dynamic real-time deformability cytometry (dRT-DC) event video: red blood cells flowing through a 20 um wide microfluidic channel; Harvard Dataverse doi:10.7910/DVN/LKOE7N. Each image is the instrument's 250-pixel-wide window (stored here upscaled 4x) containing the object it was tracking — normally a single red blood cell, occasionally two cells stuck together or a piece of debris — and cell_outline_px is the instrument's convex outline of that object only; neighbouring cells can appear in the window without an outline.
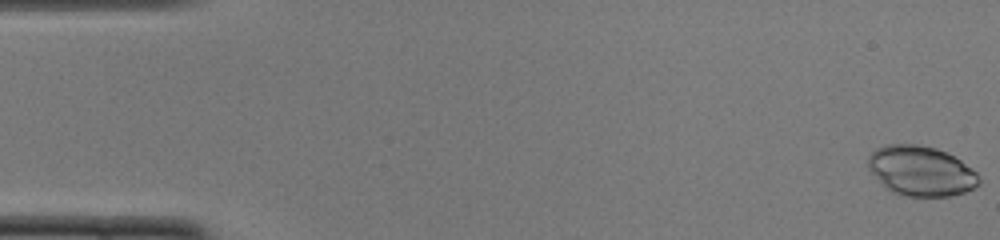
{"species": "common noctule bat (a hibernating species)", "species_latin": "Nyctalus noctula", "temperature_condition": "cold", "stored_images_in_passage": 50, "camera_frame_rate_fps": 3000, "um_per_image_px": 0.085, "animal": {"sex": "female", "body_mass_g": 22.0, "forearm_length_mm": 56.7}, "frame": {"image": 1, "passage_image": 1, "time_ms": 0.0, "image_size_px": [1000, 240], "cell_outline_px": [[980, 184], [964, 192], [948, 196], [908, 196], [892, 192], [884, 188], [868, 168], [868, 156], [876, 148], [888, 144], [916, 144], [936, 148], [960, 160], [976, 172], [980, 176]], "centroid_in_image_um": [78.26, 14.53], "position_along_channel_um": 6.7, "area_um2": 32.19}}